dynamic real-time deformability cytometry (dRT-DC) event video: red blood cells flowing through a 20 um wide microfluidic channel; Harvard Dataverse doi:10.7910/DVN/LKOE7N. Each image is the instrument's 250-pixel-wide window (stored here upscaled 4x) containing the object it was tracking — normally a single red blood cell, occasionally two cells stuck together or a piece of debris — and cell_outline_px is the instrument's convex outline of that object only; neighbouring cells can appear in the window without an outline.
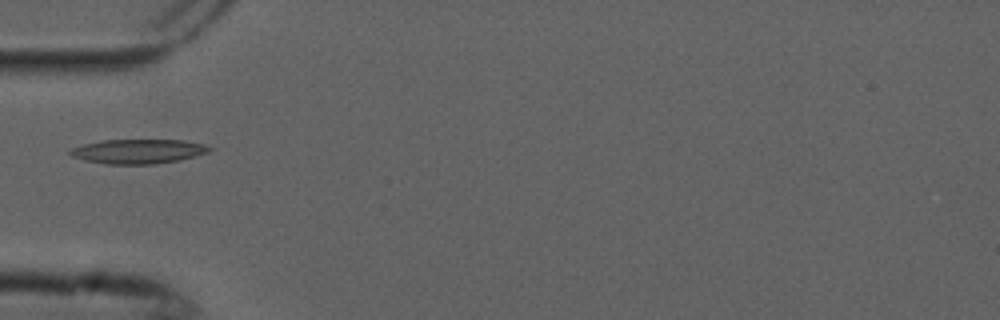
{"species": "common noctule bat (a hibernating species)", "species_latin": "Nyctalus noctula", "temperature_condition": "cold", "stored_images_in_passage": 6, "camera_frame_rate_fps": 3000, "um_per_image_px": 0.085, "animal": {"sex": "male", "forearm_length_mm": 52.5}, "frame": {"image": 1, "passage_image": 6, "time_ms": 1.667, "image_size_px": [1000, 320], "cell_outline_px": [[212, 148], [208, 152], [196, 156], [180, 160], [152, 164], [104, 164], [84, 160], [72, 156], [68, 152], [72, 148], [84, 144], [104, 140], [184, 140], [204, 144]], "centroid_in_image_um": [11.75, 12.87], "position_along_channel_um": 73.2, "area_um2": 19.77}}